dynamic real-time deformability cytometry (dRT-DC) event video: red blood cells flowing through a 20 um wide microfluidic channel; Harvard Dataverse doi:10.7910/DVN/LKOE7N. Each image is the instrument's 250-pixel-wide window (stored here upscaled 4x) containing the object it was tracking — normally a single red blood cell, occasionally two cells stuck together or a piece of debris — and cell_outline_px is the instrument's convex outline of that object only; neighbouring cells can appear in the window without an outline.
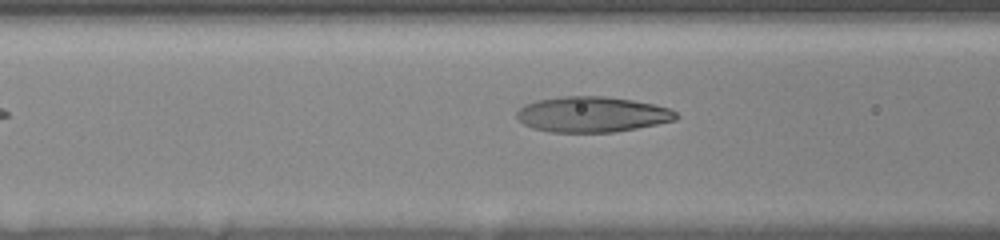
{"species": "human", "species_latin": "Homo sapiens", "temperature_condition": "room temperature", "stored_images_in_passage": 42, "camera_frame_rate_fps": 3000, "um_per_image_px": 0.085, "donor": {"sex": "female"}, "frame": {"image": 1, "passage_image": 24, "time_ms": 5.333, "image_size_px": [1000, 240], "cell_outline_px": [[680, 116], [676, 120], [636, 128], [612, 132], [552, 132], [532, 128], [524, 124], [516, 116], [516, 112], [524, 104], [536, 100], [564, 96], [604, 96], [632, 100], [652, 104], [668, 108], [676, 112]], "centroid_in_image_um": [50.31, 9.72], "position_along_channel_um": 116.3, "area_um2": 32.89}}
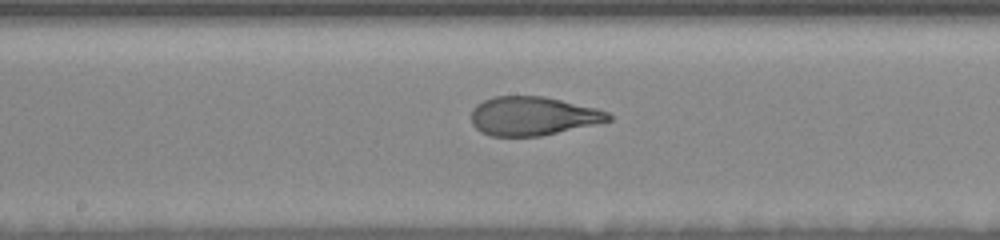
{"frame": {"image": 2, "passage_image": 34, "time_ms": 7.667, "image_size_px": [1000, 240], "cell_outline_px": [[612, 120], [596, 124], [540, 136], [492, 136], [480, 132], [472, 124], [472, 108], [476, 104], [492, 96], [544, 96], [596, 108], [608, 112], [612, 116]], "centroid_in_image_um": [45.28, 9.86], "position_along_channel_um": 202.9, "area_um2": 31.04}}
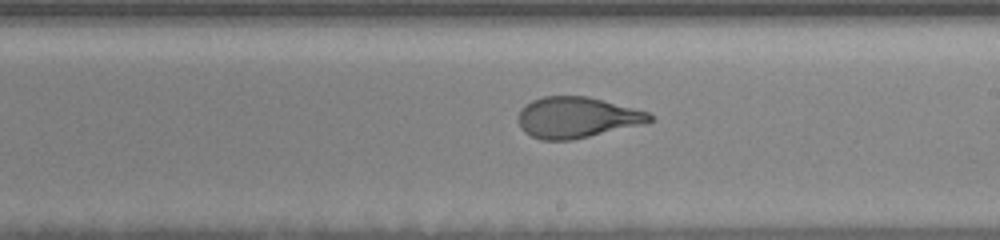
{"frame": {"image": 3, "passage_image": 39, "time_ms": 8.667, "image_size_px": [1000, 240], "cell_outline_px": [[652, 120], [648, 124], [572, 140], [540, 140], [524, 132], [520, 128], [520, 108], [532, 100], [544, 96], [588, 96], [648, 112], [652, 116]], "centroid_in_image_um": [49.06, 9.99], "position_along_channel_um": 239.9, "area_um2": 31.44}}